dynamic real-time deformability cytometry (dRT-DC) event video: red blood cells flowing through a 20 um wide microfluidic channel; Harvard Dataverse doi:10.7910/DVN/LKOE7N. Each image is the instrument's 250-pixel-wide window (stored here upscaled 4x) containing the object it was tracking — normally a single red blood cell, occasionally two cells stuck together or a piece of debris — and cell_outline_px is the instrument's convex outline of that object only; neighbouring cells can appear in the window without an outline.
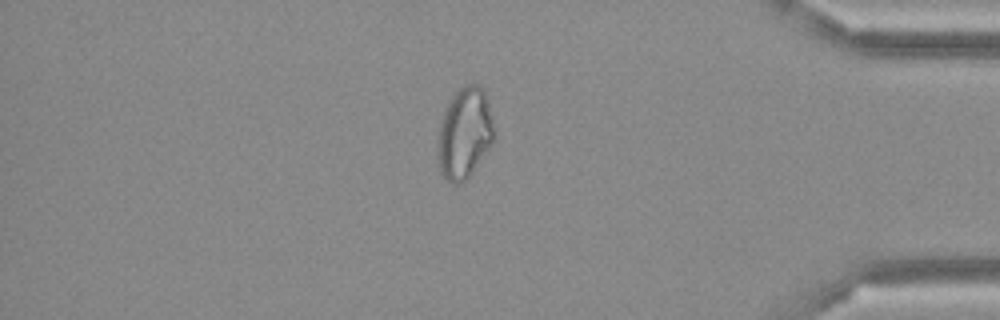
{"species": "Egyptian fruit bat (a non-hibernating species)", "species_latin": "Rousettus aegyptiacus", "temperature_condition": "cold", "stored_images_in_passage": 49, "camera_frame_rate_fps": 3000, "um_per_image_px": 0.085, "frame": {"image": 1, "passage_image": 42, "time_ms": 13.667, "image_size_px": [1000, 320], "cell_outline_px": [[496, 128], [492, 144], [472, 172], [460, 184], [452, 184], [440, 172], [440, 120], [444, 108], [452, 96], [464, 84], [480, 84], [484, 88]], "centroid_in_image_um": [39.54, 11.26], "position_along_channel_um": 395.7, "area_um2": 29.71}}